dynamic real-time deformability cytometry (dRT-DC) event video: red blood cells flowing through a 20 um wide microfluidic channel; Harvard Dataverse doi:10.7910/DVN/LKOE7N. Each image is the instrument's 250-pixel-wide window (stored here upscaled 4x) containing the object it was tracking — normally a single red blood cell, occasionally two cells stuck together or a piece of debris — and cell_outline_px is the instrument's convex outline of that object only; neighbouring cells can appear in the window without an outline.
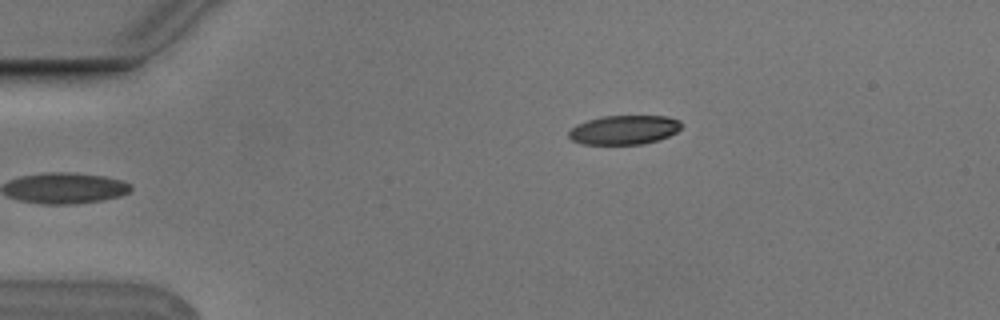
{"species": "Egyptian fruit bat (a non-hibernating species)", "species_latin": "Rousettus aegyptiacus", "temperature_condition": "cold", "stored_images_in_passage": 6, "camera_frame_rate_fps": 3000, "um_per_image_px": 0.085, "animal": {"sex": "male"}, "frame": {"image": 1, "passage_image": 6, "time_ms": 1.667, "image_size_px": [1000, 320], "cell_outline_px": [[680, 128], [676, 132], [668, 136], [644, 144], [584, 144], [572, 140], [568, 136], [568, 132], [576, 124], [588, 120], [604, 116], [668, 116], [680, 120]], "centroid_in_image_um": [53.04, 11.03], "position_along_channel_um": 32.0, "area_um2": 19.02}}